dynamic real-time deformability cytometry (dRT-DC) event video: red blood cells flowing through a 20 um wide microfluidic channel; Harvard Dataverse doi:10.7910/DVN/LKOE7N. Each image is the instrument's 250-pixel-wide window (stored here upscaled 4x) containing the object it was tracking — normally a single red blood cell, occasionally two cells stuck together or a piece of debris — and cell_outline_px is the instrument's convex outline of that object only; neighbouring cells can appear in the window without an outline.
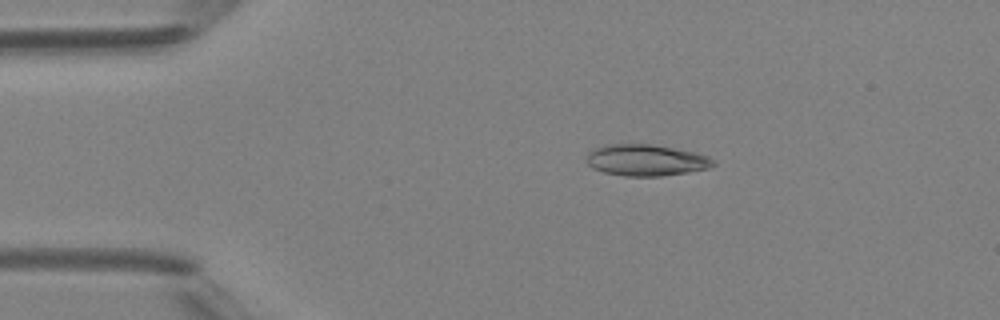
{"species": "Egyptian fruit bat (a non-hibernating species)", "species_latin": "Rousettus aegyptiacus", "temperature_condition": "room temperature", "stored_images_in_passage": 2, "camera_frame_rate_fps": 3000, "um_per_image_px": 0.085, "animal": {"sex": "female"}, "frame": {"image": 1, "passage_image": 1, "time_ms": 0.0, "image_size_px": [1000, 320], "cell_outline_px": [[716, 164], [708, 168], [688, 172], [660, 176], [624, 176], [604, 172], [592, 168], [584, 160], [588, 152], [596, 148], [608, 144], [652, 144], [696, 152], [708, 156], [716, 160]], "centroid_in_image_um": [54.91, 13.61], "position_along_channel_um": 30.1, "area_um2": 23.35}}